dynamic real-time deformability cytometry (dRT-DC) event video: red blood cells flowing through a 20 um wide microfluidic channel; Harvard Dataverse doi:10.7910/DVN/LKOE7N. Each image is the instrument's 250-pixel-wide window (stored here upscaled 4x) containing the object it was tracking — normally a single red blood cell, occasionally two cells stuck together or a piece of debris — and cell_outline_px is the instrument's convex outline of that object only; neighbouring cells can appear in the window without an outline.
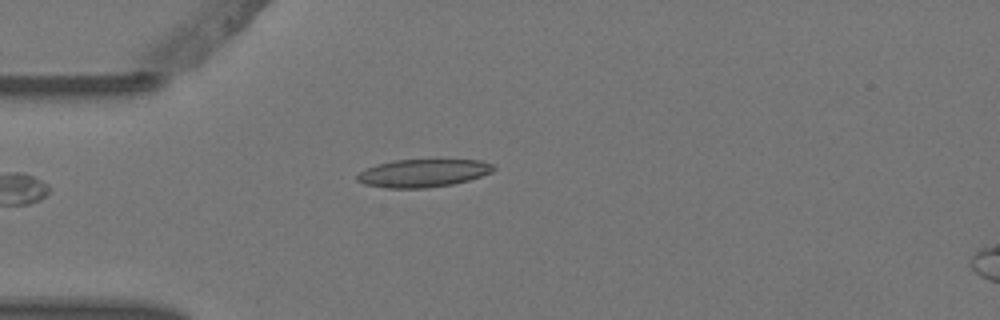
{"species": "Egyptian fruit bat (a non-hibernating species)", "species_latin": "Rousettus aegyptiacus", "temperature_condition": "warm", "stored_images_in_passage": 4, "camera_frame_rate_fps": 3000, "um_per_image_px": 0.085, "animal": {"sex": "female"}, "frame": {"image": 1, "passage_image": 3, "time_ms": 0.667, "image_size_px": [1000, 320], "cell_outline_px": [[496, 168], [492, 172], [468, 180], [452, 184], [424, 188], [388, 188], [364, 184], [356, 180], [356, 176], [360, 172], [376, 164], [392, 160], [480, 160], [496, 164]], "centroid_in_image_um": [35.97, 14.71], "position_along_channel_um": 49.0, "area_um2": 22.14}}